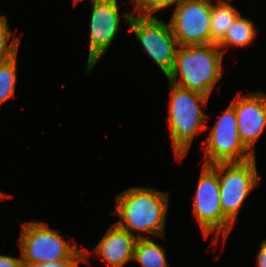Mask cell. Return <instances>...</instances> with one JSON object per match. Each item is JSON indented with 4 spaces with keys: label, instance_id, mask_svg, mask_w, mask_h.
<instances>
[{
    "label": "cell",
    "instance_id": "cell-1",
    "mask_svg": "<svg viewBox=\"0 0 266 267\" xmlns=\"http://www.w3.org/2000/svg\"><path fill=\"white\" fill-rule=\"evenodd\" d=\"M169 196V193L146 187L123 191L116 196L114 213L120 217L116 224L138 239L147 238L145 233L164 237Z\"/></svg>",
    "mask_w": 266,
    "mask_h": 267
},
{
    "label": "cell",
    "instance_id": "cell-2",
    "mask_svg": "<svg viewBox=\"0 0 266 267\" xmlns=\"http://www.w3.org/2000/svg\"><path fill=\"white\" fill-rule=\"evenodd\" d=\"M223 55L217 44L178 46L167 79L181 88L209 97L215 84L222 79Z\"/></svg>",
    "mask_w": 266,
    "mask_h": 267
},
{
    "label": "cell",
    "instance_id": "cell-3",
    "mask_svg": "<svg viewBox=\"0 0 266 267\" xmlns=\"http://www.w3.org/2000/svg\"><path fill=\"white\" fill-rule=\"evenodd\" d=\"M169 116V136L172 139V148L177 160L187 155L191 142L204 130L208 115L201 109L208 102L207 96L181 88L171 82Z\"/></svg>",
    "mask_w": 266,
    "mask_h": 267
},
{
    "label": "cell",
    "instance_id": "cell-4",
    "mask_svg": "<svg viewBox=\"0 0 266 267\" xmlns=\"http://www.w3.org/2000/svg\"><path fill=\"white\" fill-rule=\"evenodd\" d=\"M18 245L23 265L85 258L86 251L65 241L59 231L49 228L48 223L37 221L23 223Z\"/></svg>",
    "mask_w": 266,
    "mask_h": 267
},
{
    "label": "cell",
    "instance_id": "cell-5",
    "mask_svg": "<svg viewBox=\"0 0 266 267\" xmlns=\"http://www.w3.org/2000/svg\"><path fill=\"white\" fill-rule=\"evenodd\" d=\"M193 200L191 213L196 217L205 238L215 232L214 243L218 242L221 235L225 242L234 224L222 211L217 164L202 165Z\"/></svg>",
    "mask_w": 266,
    "mask_h": 267
},
{
    "label": "cell",
    "instance_id": "cell-6",
    "mask_svg": "<svg viewBox=\"0 0 266 267\" xmlns=\"http://www.w3.org/2000/svg\"><path fill=\"white\" fill-rule=\"evenodd\" d=\"M122 17L126 19L142 48L167 77L173 69L178 48L170 24L153 15L136 16L124 12Z\"/></svg>",
    "mask_w": 266,
    "mask_h": 267
},
{
    "label": "cell",
    "instance_id": "cell-7",
    "mask_svg": "<svg viewBox=\"0 0 266 267\" xmlns=\"http://www.w3.org/2000/svg\"><path fill=\"white\" fill-rule=\"evenodd\" d=\"M255 157L242 163H217L223 214L234 224L249 193L259 185Z\"/></svg>",
    "mask_w": 266,
    "mask_h": 267
},
{
    "label": "cell",
    "instance_id": "cell-8",
    "mask_svg": "<svg viewBox=\"0 0 266 267\" xmlns=\"http://www.w3.org/2000/svg\"><path fill=\"white\" fill-rule=\"evenodd\" d=\"M201 144L204 145L202 148L205 153L203 164L242 163L255 157L239 138L237 116L231 104L223 111L208 133L206 141Z\"/></svg>",
    "mask_w": 266,
    "mask_h": 267
},
{
    "label": "cell",
    "instance_id": "cell-9",
    "mask_svg": "<svg viewBox=\"0 0 266 267\" xmlns=\"http://www.w3.org/2000/svg\"><path fill=\"white\" fill-rule=\"evenodd\" d=\"M169 24L178 46L211 44L212 0H178Z\"/></svg>",
    "mask_w": 266,
    "mask_h": 267
},
{
    "label": "cell",
    "instance_id": "cell-10",
    "mask_svg": "<svg viewBox=\"0 0 266 267\" xmlns=\"http://www.w3.org/2000/svg\"><path fill=\"white\" fill-rule=\"evenodd\" d=\"M118 0H99L92 4L89 54L86 72L90 73L108 51L120 27Z\"/></svg>",
    "mask_w": 266,
    "mask_h": 267
},
{
    "label": "cell",
    "instance_id": "cell-11",
    "mask_svg": "<svg viewBox=\"0 0 266 267\" xmlns=\"http://www.w3.org/2000/svg\"><path fill=\"white\" fill-rule=\"evenodd\" d=\"M237 116L238 134L243 145L253 154L254 145L266 128V94L236 95L230 103Z\"/></svg>",
    "mask_w": 266,
    "mask_h": 267
},
{
    "label": "cell",
    "instance_id": "cell-12",
    "mask_svg": "<svg viewBox=\"0 0 266 267\" xmlns=\"http://www.w3.org/2000/svg\"><path fill=\"white\" fill-rule=\"evenodd\" d=\"M137 237L127 230L112 224L91 252L99 255L111 267H123L134 258Z\"/></svg>",
    "mask_w": 266,
    "mask_h": 267
},
{
    "label": "cell",
    "instance_id": "cell-13",
    "mask_svg": "<svg viewBox=\"0 0 266 267\" xmlns=\"http://www.w3.org/2000/svg\"><path fill=\"white\" fill-rule=\"evenodd\" d=\"M230 0L212 2L210 16L211 44H218L241 13L229 3Z\"/></svg>",
    "mask_w": 266,
    "mask_h": 267
},
{
    "label": "cell",
    "instance_id": "cell-14",
    "mask_svg": "<svg viewBox=\"0 0 266 267\" xmlns=\"http://www.w3.org/2000/svg\"><path fill=\"white\" fill-rule=\"evenodd\" d=\"M256 37V29L252 20L240 15L230 26L225 37L217 44L220 49L228 47H244L250 45Z\"/></svg>",
    "mask_w": 266,
    "mask_h": 267
},
{
    "label": "cell",
    "instance_id": "cell-15",
    "mask_svg": "<svg viewBox=\"0 0 266 267\" xmlns=\"http://www.w3.org/2000/svg\"><path fill=\"white\" fill-rule=\"evenodd\" d=\"M165 249L150 238L137 239L133 260L142 267H169Z\"/></svg>",
    "mask_w": 266,
    "mask_h": 267
},
{
    "label": "cell",
    "instance_id": "cell-16",
    "mask_svg": "<svg viewBox=\"0 0 266 267\" xmlns=\"http://www.w3.org/2000/svg\"><path fill=\"white\" fill-rule=\"evenodd\" d=\"M17 56L0 63V106L15 95Z\"/></svg>",
    "mask_w": 266,
    "mask_h": 267
},
{
    "label": "cell",
    "instance_id": "cell-17",
    "mask_svg": "<svg viewBox=\"0 0 266 267\" xmlns=\"http://www.w3.org/2000/svg\"><path fill=\"white\" fill-rule=\"evenodd\" d=\"M12 35L13 31L8 26L6 15H0V63L17 56L20 39L14 37L10 41Z\"/></svg>",
    "mask_w": 266,
    "mask_h": 267
},
{
    "label": "cell",
    "instance_id": "cell-18",
    "mask_svg": "<svg viewBox=\"0 0 266 267\" xmlns=\"http://www.w3.org/2000/svg\"><path fill=\"white\" fill-rule=\"evenodd\" d=\"M134 3L133 11L131 15L136 16H152L160 9L169 7L177 3L178 0H132ZM138 12L139 14H134Z\"/></svg>",
    "mask_w": 266,
    "mask_h": 267
},
{
    "label": "cell",
    "instance_id": "cell-19",
    "mask_svg": "<svg viewBox=\"0 0 266 267\" xmlns=\"http://www.w3.org/2000/svg\"><path fill=\"white\" fill-rule=\"evenodd\" d=\"M88 259H89V252L85 253V258H68V259L56 261V262L35 263V264H27L23 266L24 267H78L80 261L84 263H89Z\"/></svg>",
    "mask_w": 266,
    "mask_h": 267
},
{
    "label": "cell",
    "instance_id": "cell-20",
    "mask_svg": "<svg viewBox=\"0 0 266 267\" xmlns=\"http://www.w3.org/2000/svg\"><path fill=\"white\" fill-rule=\"evenodd\" d=\"M0 267H24L20 258L0 254Z\"/></svg>",
    "mask_w": 266,
    "mask_h": 267
},
{
    "label": "cell",
    "instance_id": "cell-21",
    "mask_svg": "<svg viewBox=\"0 0 266 267\" xmlns=\"http://www.w3.org/2000/svg\"><path fill=\"white\" fill-rule=\"evenodd\" d=\"M258 267H266V239L260 244V249L256 254Z\"/></svg>",
    "mask_w": 266,
    "mask_h": 267
},
{
    "label": "cell",
    "instance_id": "cell-22",
    "mask_svg": "<svg viewBox=\"0 0 266 267\" xmlns=\"http://www.w3.org/2000/svg\"><path fill=\"white\" fill-rule=\"evenodd\" d=\"M8 197H12V195L6 194L4 193V191H0V200L3 198H8Z\"/></svg>",
    "mask_w": 266,
    "mask_h": 267
},
{
    "label": "cell",
    "instance_id": "cell-23",
    "mask_svg": "<svg viewBox=\"0 0 266 267\" xmlns=\"http://www.w3.org/2000/svg\"><path fill=\"white\" fill-rule=\"evenodd\" d=\"M79 1H82V0H74V4H78ZM96 1H99V0H92V3H93V2H96Z\"/></svg>",
    "mask_w": 266,
    "mask_h": 267
}]
</instances>
